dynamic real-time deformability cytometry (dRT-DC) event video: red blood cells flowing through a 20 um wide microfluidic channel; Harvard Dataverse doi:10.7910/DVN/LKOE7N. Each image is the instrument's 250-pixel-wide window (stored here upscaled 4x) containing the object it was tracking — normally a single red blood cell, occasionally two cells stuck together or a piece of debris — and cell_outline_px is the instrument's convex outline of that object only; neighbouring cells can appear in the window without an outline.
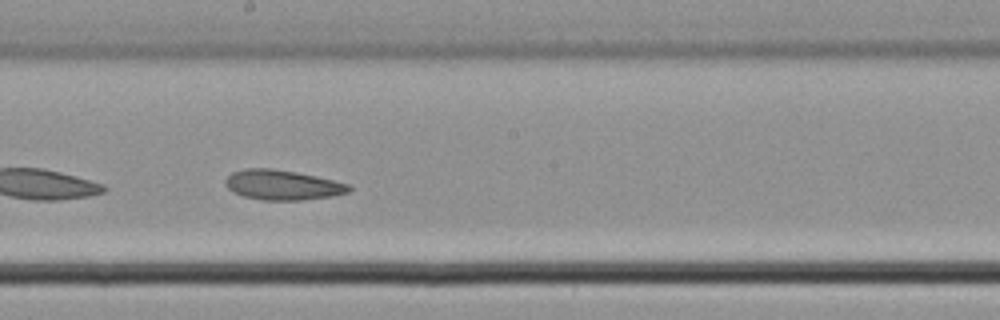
{"species": "common noctule bat (a hibernating species)", "species_latin": "Nyctalus noctula", "temperature_condition": "cold", "stored_images_in_passage": 33, "camera_frame_rate_fps": 3000, "um_per_image_px": 0.085, "animal": {"sex": "male", "body_mass_g": 21.5, "forearm_length_mm": 52.0}, "frame": {"image": 1, "passage_image": 15, "time_ms": 4.667, "image_size_px": [1000, 320], "cell_outline_px": [[352, 188], [348, 192], [332, 196], [300, 200], [260, 200], [244, 196], [232, 192], [224, 184], [224, 180], [232, 172], [244, 168], [272, 168], [296, 172], [316, 176], [348, 184]], "centroid_in_image_um": [23.96, 15.72], "position_along_channel_um": 224.2, "area_um2": 21.56}}
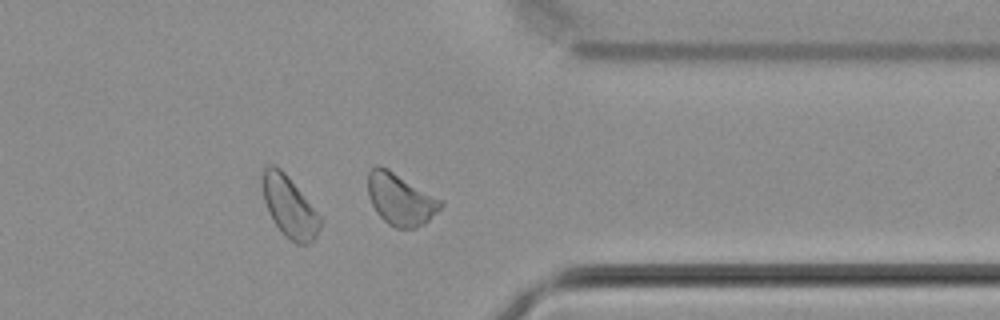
{"frame": {"image": 2, "passage_image": 24, "time_ms": 7.667, "image_size_px": [1000, 320], "cell_outline_px": [[444, 204], [424, 224], [416, 228], [396, 228], [388, 224], [376, 212], [368, 196], [368, 172], [376, 164], [388, 168], [444, 200]], "centroid_in_image_um": [34.04, 16.92], "position_along_channel_um": 377.4, "area_um2": 22.14}}